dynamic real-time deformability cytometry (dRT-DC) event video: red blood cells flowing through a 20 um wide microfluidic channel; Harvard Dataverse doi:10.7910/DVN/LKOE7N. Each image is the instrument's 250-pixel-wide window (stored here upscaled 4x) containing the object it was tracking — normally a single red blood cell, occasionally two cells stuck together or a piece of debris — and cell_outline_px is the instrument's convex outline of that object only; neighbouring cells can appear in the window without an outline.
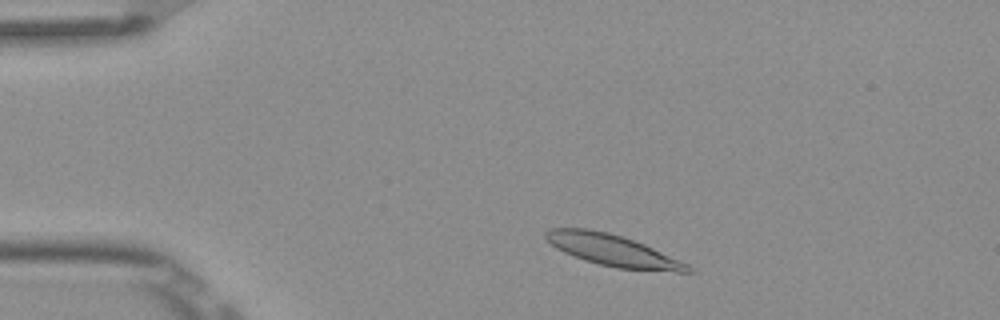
{"species": "Egyptian fruit bat (a non-hibernating species)", "species_latin": "Rousettus aegyptiacus", "temperature_condition": "room temperature", "stored_images_in_passage": 4, "camera_frame_rate_fps": 3000, "um_per_image_px": 0.085, "frame": {"image": 1, "passage_image": 2, "time_ms": 0.333, "image_size_px": [1000, 320], "cell_outline_px": [[696, 272], [676, 272], [616, 268], [584, 260], [564, 252], [556, 248], [544, 236], [544, 232], [552, 228], [588, 228], [608, 232], [644, 244], [688, 264], [696, 268]], "centroid_in_image_um": [52.12, 21.29], "position_along_channel_um": 32.9, "area_um2": 25.95}}
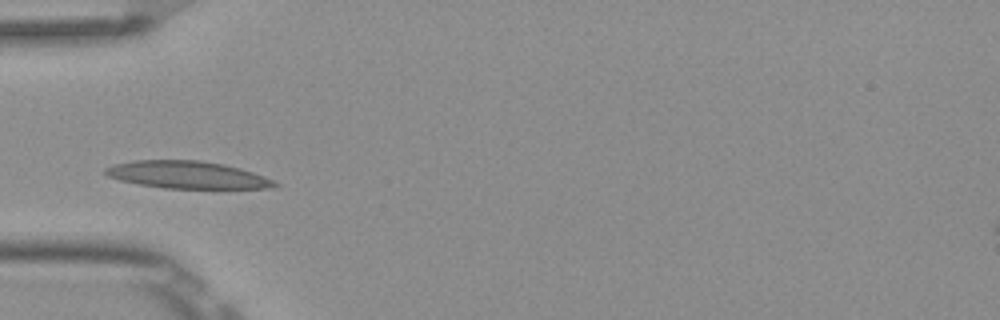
{"frame": {"image": 2, "passage_image": 4, "time_ms": 1.0, "image_size_px": [1000, 320], "cell_outline_px": [[280, 184], [276, 188], [164, 188], [140, 184], [120, 180], [108, 176], [104, 172], [104, 168], [116, 164], [132, 160], [196, 160], [224, 164], [240, 168], [264, 176]], "centroid_in_image_um": [15.93, 14.86], "position_along_channel_um": 69.1, "area_um2": 26.82}}